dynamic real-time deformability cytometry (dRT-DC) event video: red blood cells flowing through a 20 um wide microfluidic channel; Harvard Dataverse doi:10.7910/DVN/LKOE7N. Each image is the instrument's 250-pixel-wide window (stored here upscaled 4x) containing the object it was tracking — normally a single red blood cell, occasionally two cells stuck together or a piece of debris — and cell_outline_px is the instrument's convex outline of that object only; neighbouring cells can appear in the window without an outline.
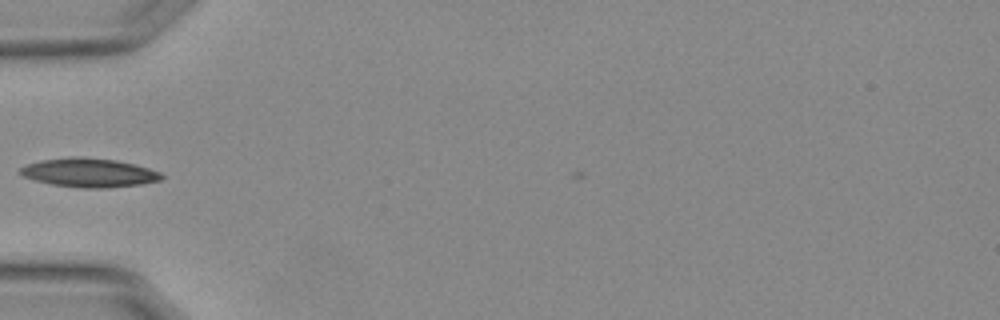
{"species": "Egyptian fruit bat (a non-hibernating species)", "species_latin": "Rousettus aegyptiacus", "temperature_condition": "warm", "stored_images_in_passage": 4, "camera_frame_rate_fps": 3000, "um_per_image_px": 0.085, "animal": {"sex": "female"}, "frame": {"image": 1, "passage_image": 2, "time_ms": 0.333, "image_size_px": [1000, 320], "cell_outline_px": [[164, 176], [160, 180], [140, 184], [108, 188], [80, 188], [52, 184], [36, 180], [24, 176], [20, 172], [20, 168], [28, 164], [44, 160], [72, 156], [80, 156], [116, 160], [148, 168], [160, 172]], "centroid_in_image_um": [7.59, 14.68], "position_along_channel_um": 77.4, "area_um2": 23.52}}